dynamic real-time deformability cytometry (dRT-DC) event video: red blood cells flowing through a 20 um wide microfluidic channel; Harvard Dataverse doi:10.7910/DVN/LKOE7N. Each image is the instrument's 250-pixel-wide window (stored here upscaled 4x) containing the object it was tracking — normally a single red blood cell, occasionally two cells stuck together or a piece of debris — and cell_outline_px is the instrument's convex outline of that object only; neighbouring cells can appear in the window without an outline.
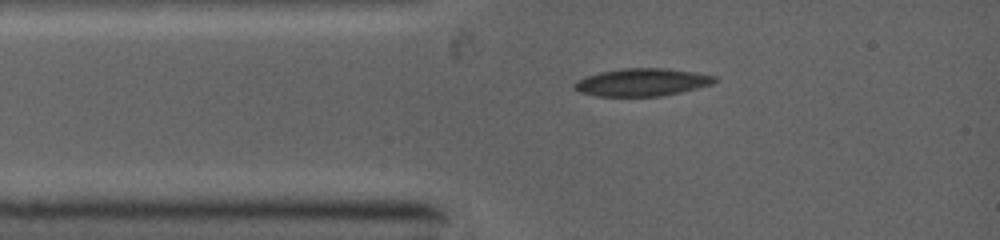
{"species": "common noctule bat (a hibernating species)", "species_latin": "Nyctalus noctula", "temperature_condition": "warm", "stored_images_in_passage": 3, "camera_frame_rate_fps": 5000, "um_per_image_px": 0.085, "animal": {"sex": "female", "body_mass_g": 19.0, "forearm_length_mm": 53.3}, "frame": {"image": 1, "passage_image": 1, "time_ms": 0.0, "image_size_px": [1000, 240], "cell_outline_px": [[720, 80], [712, 84], [680, 92], [660, 96], [596, 96], [580, 92], [572, 88], [572, 84], [576, 80], [584, 76], [600, 72], [620, 68], [664, 68], [696, 72], [716, 76]], "centroid_in_image_um": [54.54, 6.98], "position_along_channel_um": 30.5, "area_um2": 22.83}}